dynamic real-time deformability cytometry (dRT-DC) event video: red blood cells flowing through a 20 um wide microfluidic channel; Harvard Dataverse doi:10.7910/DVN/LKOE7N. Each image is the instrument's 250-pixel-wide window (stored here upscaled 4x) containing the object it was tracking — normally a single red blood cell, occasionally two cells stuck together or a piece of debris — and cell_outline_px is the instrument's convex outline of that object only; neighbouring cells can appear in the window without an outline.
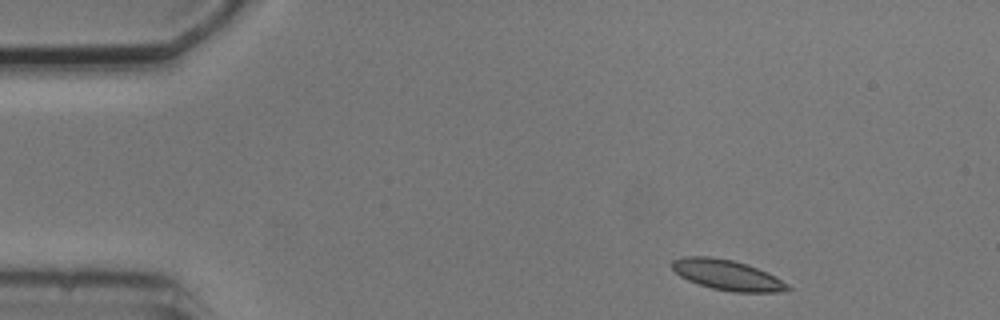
{"species": "common noctule bat (a hibernating species)", "species_latin": "Nyctalus noctula", "temperature_condition": "cold", "stored_images_in_passage": 13, "camera_frame_rate_fps": 3000, "um_per_image_px": 0.085, "animal": {"sex": "male", "body_mass_g": 20.5, "forearm_length_mm": 52.5}, "frame": {"image": 1, "passage_image": 1, "time_ms": 0.0, "image_size_px": [1000, 320], "cell_outline_px": [[792, 288], [776, 292], [732, 292], [712, 288], [688, 280], [680, 276], [672, 268], [672, 260], [684, 256], [708, 256], [732, 260], [748, 264], [788, 284]], "centroid_in_image_um": [61.76, 23.37], "position_along_channel_um": 23.2, "area_um2": 20.06}}
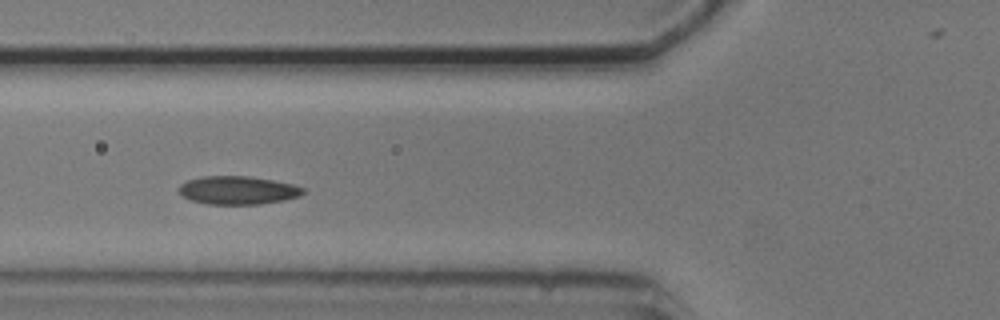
{"frame": {"image": 2, "passage_image": 4, "time_ms": 4.333, "image_size_px": [1000, 320], "cell_outline_px": [[304, 192], [300, 196], [284, 200], [260, 204], [208, 204], [192, 200], [180, 196], [176, 192], [180, 184], [188, 180], [200, 176], [252, 176], [292, 184], [304, 188]], "centroid_in_image_um": [20.17, 16.17], "position_along_channel_um": 105.6, "area_um2": 20.63}}
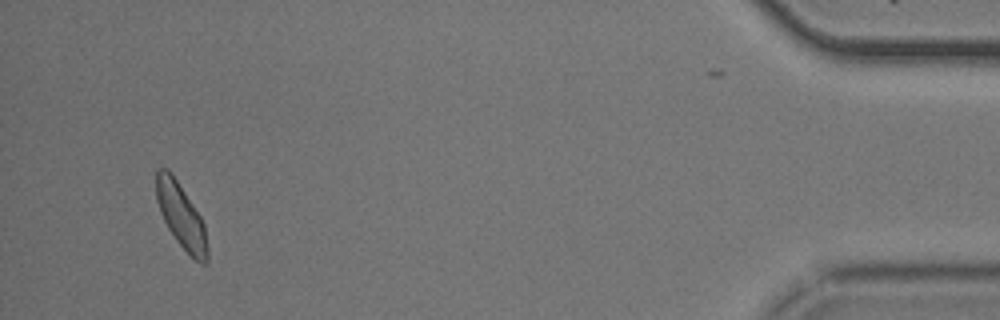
{"frame": {"image": 3, "passage_image": 12, "time_ms": 15.0, "image_size_px": [1000, 320], "cell_outline_px": [[208, 264], [200, 264], [176, 240], [168, 228], [160, 212], [156, 200], [156, 172], [160, 168], [168, 168], [172, 172], [200, 216], [204, 224], [208, 248]], "centroid_in_image_um": [15.4, 18.34], "position_along_channel_um": 419.8, "area_um2": 19.19}, "authors_computed_cell_mechanics": {"area_um2": 20.0566, "velocity_mm_per_s": 3.6584, "shape_relaxation_time_tau1_ms": 2.387, "shape_relaxation_time_tau2_ms": 4.9852, "deformation_change_tau1": 0.0705, "deformation_change_tau2": 0.0816}}